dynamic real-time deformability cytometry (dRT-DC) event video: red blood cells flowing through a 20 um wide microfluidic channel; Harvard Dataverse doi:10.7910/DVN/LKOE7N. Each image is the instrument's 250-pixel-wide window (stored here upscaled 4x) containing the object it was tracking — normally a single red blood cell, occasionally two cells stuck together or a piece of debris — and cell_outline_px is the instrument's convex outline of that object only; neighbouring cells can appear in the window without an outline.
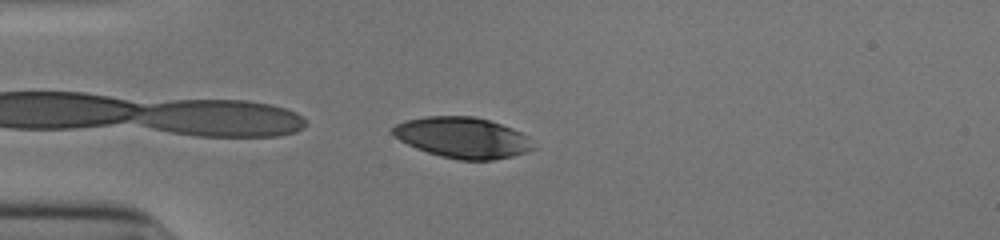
{"species": "human", "species_latin": "Homo sapiens", "temperature_condition": "cold", "stored_images_in_passage": 39, "camera_frame_rate_fps": 3000, "um_per_image_px": 0.085, "donor": {"sex": "male"}, "frame": {"image": 1, "passage_image": 1, "time_ms": 0.0, "image_size_px": [1000, 240], "cell_outline_px": [[536, 148], [528, 152], [512, 156], [492, 160], [460, 160], [440, 156], [416, 148], [400, 140], [392, 132], [392, 128], [396, 124], [404, 120], [424, 116], [472, 116], [488, 120], [512, 128], [528, 136]], "centroid_in_image_um": [39.34, 11.7], "position_along_channel_um": 45.7, "area_um2": 33.41}}
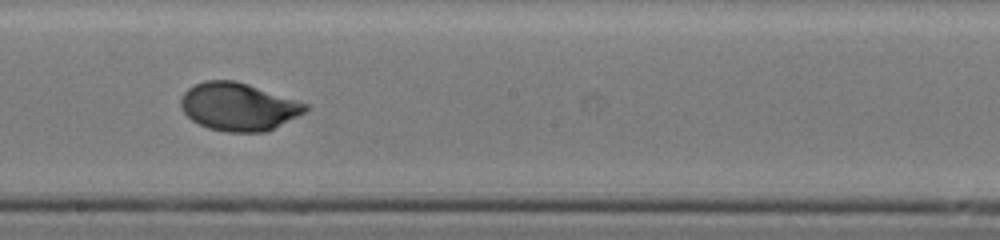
{"frame": {"image": 2, "passage_image": 17, "time_ms": 5.333, "image_size_px": [1000, 240], "cell_outline_px": [[308, 108], [304, 112], [268, 132], [228, 132], [208, 128], [192, 120], [184, 112], [180, 104], [180, 100], [184, 92], [188, 88], [204, 80], [236, 80], [308, 104]], "centroid_in_image_um": [20.25, 9.07], "position_along_channel_um": 228.0, "area_um2": 34.56}}
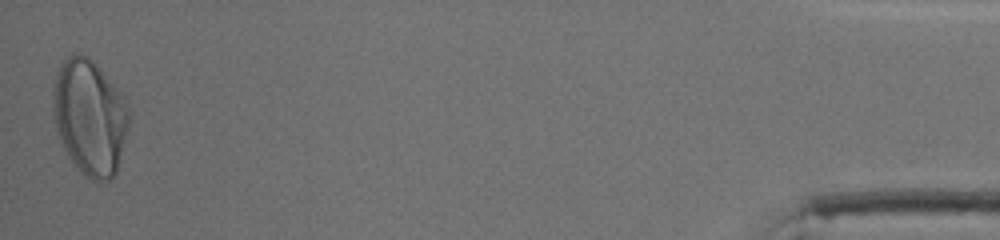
{"frame": {"image": 3, "passage_image": 39, "time_ms": 12.667, "image_size_px": [1000, 240], "cell_outline_px": [[132, 112], [116, 172], [108, 180], [92, 180], [84, 176], [68, 156], [64, 148], [56, 124], [52, 108], [52, 88], [60, 64], [72, 52], [80, 52], [88, 56], [92, 60], [124, 96]], "centroid_in_image_um": [7.63, 9.91], "position_along_channel_um": 427.6, "area_um2": 51.21}, "authors_computed_cell_mechanics": {"area_um2": 34.5644, "velocity_mm_per_s": 3.8746, "shape_relaxation_time_tau1_ms": 3.1231, "shape_relaxation_time_tau2_ms": null, "deformation_change_tau1": 0.1506, "deformation_change_tau2": null}}